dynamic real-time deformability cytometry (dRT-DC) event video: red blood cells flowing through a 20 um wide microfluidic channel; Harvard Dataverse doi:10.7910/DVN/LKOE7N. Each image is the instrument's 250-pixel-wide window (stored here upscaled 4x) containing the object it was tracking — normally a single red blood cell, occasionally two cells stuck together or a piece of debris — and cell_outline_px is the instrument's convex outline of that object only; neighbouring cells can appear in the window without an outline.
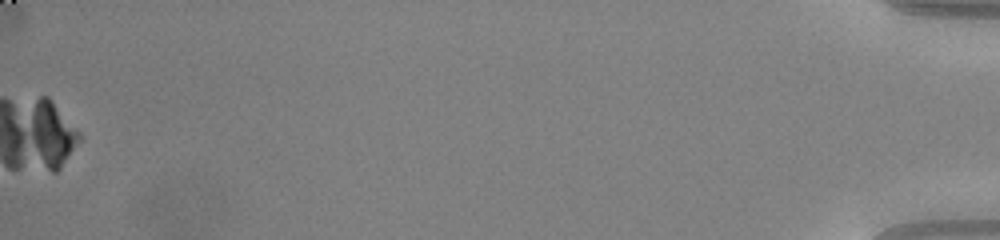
{"species": "common noctule bat (a hibernating species)", "species_latin": "Nyctalus noctula", "temperature_condition": "warm", "stored_images_in_passage": 34, "camera_frame_rate_fps": 3000, "um_per_image_px": 0.085, "animal": {"sex": "male", "body_mass_g": 20.0, "forearm_length_mm": 53.3}, "frame": {"image": 1, "passage_image": 34, "time_ms": 11.0, "image_size_px": [1000, 240], "cell_outline_px": [[68, 148], [56, 168], [52, 168], [32, 132], [40, 100], [48, 100], [68, 136]], "centroid_in_image_um": [4.27, 11.37], "position_along_channel_um": 430.9, "area_um2": 10.69}}